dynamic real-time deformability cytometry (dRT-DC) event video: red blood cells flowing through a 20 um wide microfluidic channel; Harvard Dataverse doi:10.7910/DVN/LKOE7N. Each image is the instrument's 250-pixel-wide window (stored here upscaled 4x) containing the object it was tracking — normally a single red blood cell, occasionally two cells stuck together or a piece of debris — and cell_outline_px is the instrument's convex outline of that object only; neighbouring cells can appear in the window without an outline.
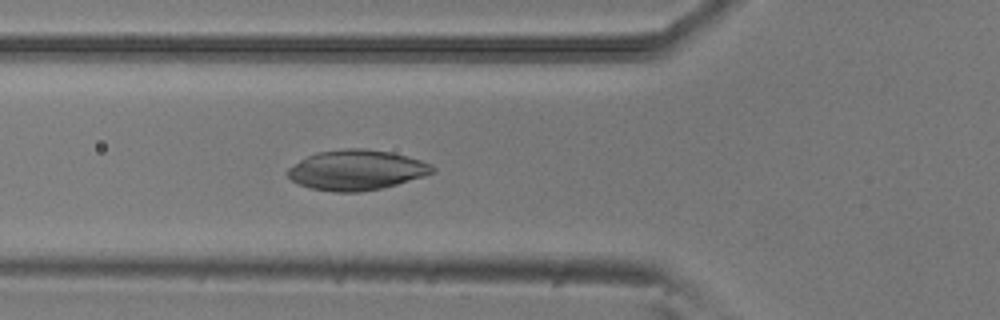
{"species": "common noctule bat (a hibernating species)", "species_latin": "Nyctalus noctula", "temperature_condition": "room temperature", "stored_images_in_passage": 51, "camera_frame_rate_fps": 3000, "um_per_image_px": 0.085, "animal": {"sex": "male", "body_mass_g": 20.5, "forearm_length_mm": 52.5}, "frame": {"image": 1, "passage_image": 18, "time_ms": 5.667, "image_size_px": [1000, 320], "cell_outline_px": [[436, 172], [424, 176], [396, 184], [380, 188], [360, 192], [336, 192], [312, 188], [300, 184], [292, 180], [288, 176], [288, 168], [300, 160], [316, 152], [348, 148], [364, 148], [392, 152], [420, 160], [432, 164], [436, 168]], "centroid_in_image_um": [30.33, 14.44], "position_along_channel_um": 95.5, "area_um2": 33.7}}
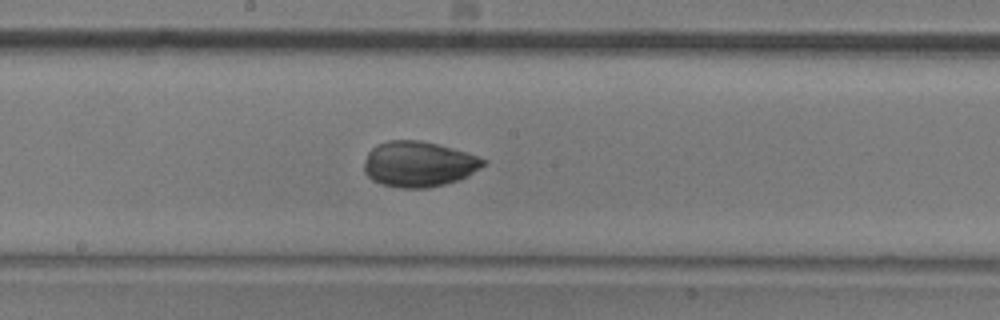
{"frame": {"image": 2, "passage_image": 27, "time_ms": 8.667, "image_size_px": [1000, 320], "cell_outline_px": [[488, 164], [468, 176], [460, 180], [428, 188], [400, 188], [380, 184], [372, 180], [364, 172], [364, 160], [368, 152], [376, 144], [388, 140], [420, 140], [436, 144], [464, 152], [488, 160]], "centroid_in_image_um": [35.58, 13.96], "position_along_channel_um": 212.6, "area_um2": 31.85}}
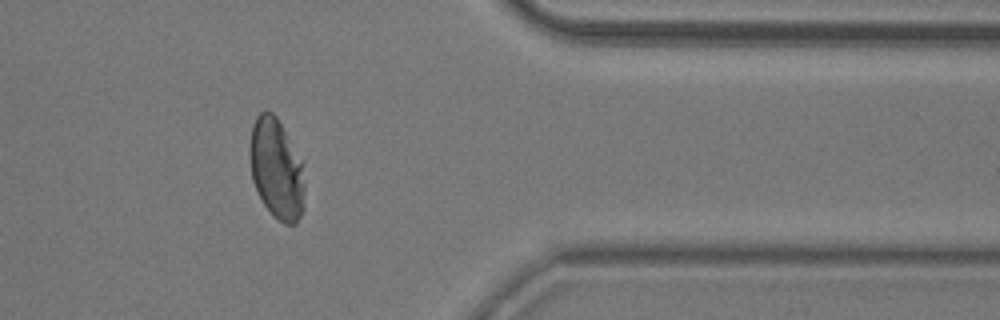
{"frame": {"image": 3, "passage_image": 42, "time_ms": 13.667, "image_size_px": [1000, 320], "cell_outline_px": [[304, 208], [296, 224], [284, 224], [272, 216], [264, 204], [252, 180], [252, 124], [256, 116], [260, 112], [272, 112], [276, 116], [304, 164]], "centroid_in_image_um": [23.56, 14.41], "position_along_channel_um": 387.8, "area_um2": 31.67}}